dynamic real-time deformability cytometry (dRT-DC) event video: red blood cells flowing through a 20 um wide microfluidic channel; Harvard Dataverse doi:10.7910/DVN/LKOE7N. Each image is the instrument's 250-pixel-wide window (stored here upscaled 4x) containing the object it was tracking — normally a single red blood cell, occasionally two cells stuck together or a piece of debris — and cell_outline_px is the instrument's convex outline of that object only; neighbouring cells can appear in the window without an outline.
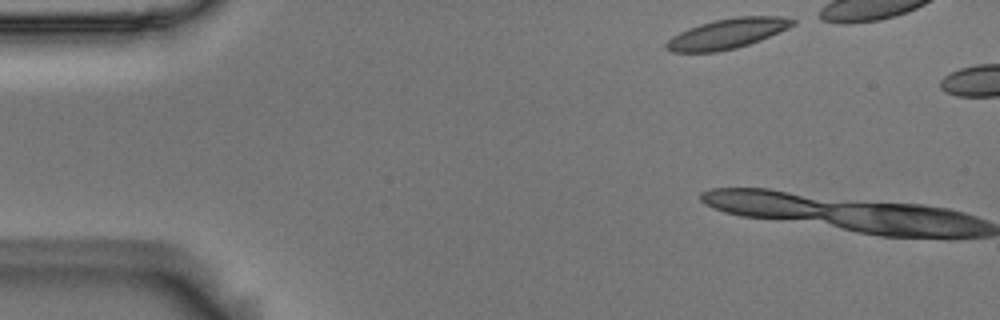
{"species": "Egyptian fruit bat (a non-hibernating species)", "species_latin": "Rousettus aegyptiacus", "temperature_condition": "room temperature", "stored_images_in_passage": 3, "camera_frame_rate_fps": 3000, "um_per_image_px": 0.085, "animal": {"sex": "male"}, "frame": {"image": 1, "passage_image": 1, "time_ms": 0.0, "image_size_px": [1000, 320], "cell_outline_px": [[796, 24], [788, 28], [760, 40], [736, 48], [716, 52], [672, 52], [664, 48], [664, 44], [672, 36], [688, 28], [700, 24], [716, 20], [736, 16], [780, 16], [796, 20]], "centroid_in_image_um": [61.8, 2.86], "position_along_channel_um": 23.2, "area_um2": 22.08}}